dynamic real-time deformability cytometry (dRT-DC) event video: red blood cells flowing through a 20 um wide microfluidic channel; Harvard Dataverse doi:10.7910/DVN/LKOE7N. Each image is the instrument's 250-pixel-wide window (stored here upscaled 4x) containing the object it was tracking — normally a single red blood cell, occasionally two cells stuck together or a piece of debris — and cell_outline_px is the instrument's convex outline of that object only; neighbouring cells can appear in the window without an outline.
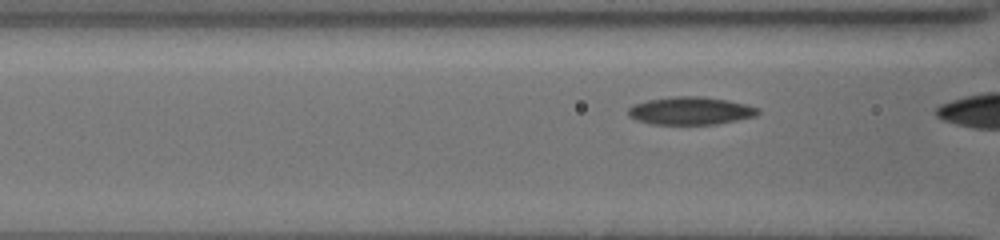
{"species": "common noctule bat (a hibernating species)", "species_latin": "Nyctalus noctula", "temperature_condition": "cold", "stored_images_in_passage": 14, "camera_frame_rate_fps": 3000, "um_per_image_px": 0.085, "animal": {"sex": "female", "body_mass_g": 19.5, "forearm_length_mm": 54.1}, "frame": {"image": 1, "passage_image": 13, "time_ms": 4.0, "image_size_px": [1000, 240], "cell_outline_px": [[760, 112], [756, 116], [716, 124], [652, 124], [636, 120], [628, 116], [628, 108], [632, 104], [648, 100], [676, 96], [700, 96], [728, 100], [748, 104], [760, 108]], "centroid_in_image_um": [58.7, 9.41], "position_along_channel_um": 107.9, "area_um2": 21.15}}